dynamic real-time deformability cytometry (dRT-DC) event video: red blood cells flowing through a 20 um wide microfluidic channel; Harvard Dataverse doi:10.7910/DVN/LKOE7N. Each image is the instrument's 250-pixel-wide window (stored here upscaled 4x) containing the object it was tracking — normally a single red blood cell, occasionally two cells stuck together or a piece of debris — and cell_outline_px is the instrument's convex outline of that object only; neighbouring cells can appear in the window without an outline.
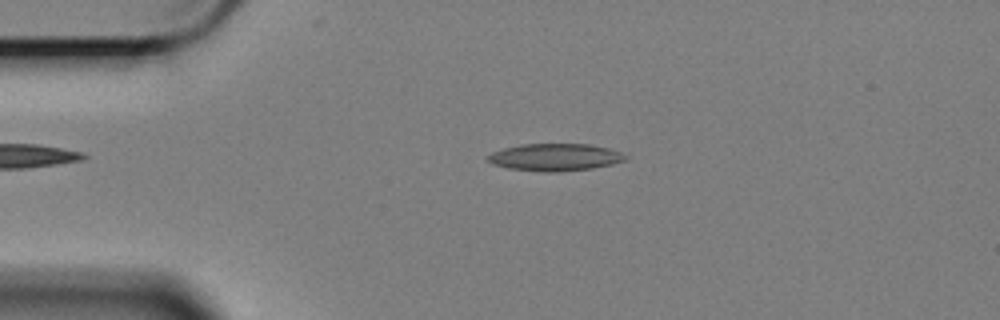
{"species": "Egyptian fruit bat (a non-hibernating species)", "species_latin": "Rousettus aegyptiacus", "temperature_condition": "cold", "stored_images_in_passage": 19, "camera_frame_rate_fps": 3000, "um_per_image_px": 0.085, "animal": {"sex": "female"}, "frame": {"image": 1, "passage_image": 10, "time_ms": 3.0, "image_size_px": [1000, 320], "cell_outline_px": [[628, 160], [612, 164], [592, 168], [560, 172], [544, 172], [508, 168], [492, 164], [484, 156], [492, 152], [504, 148], [520, 144], [588, 144], [608, 148], [620, 152], [628, 156]], "centroid_in_image_um": [47.17, 13.36], "position_along_channel_um": 37.8, "area_um2": 22.02}}
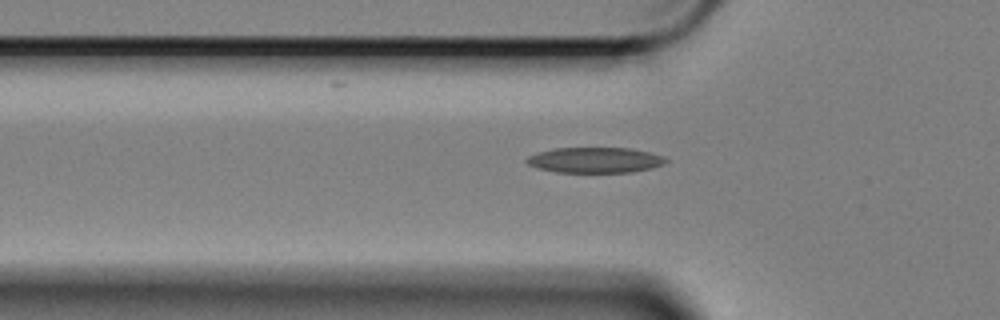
{"frame": {"image": 2, "passage_image": 16, "time_ms": 5.0, "image_size_px": [1000, 320], "cell_outline_px": [[668, 160], [664, 164], [652, 168], [632, 172], [556, 172], [540, 168], [528, 164], [524, 160], [528, 156], [540, 152], [556, 148], [628, 148], [648, 152], [664, 156]], "centroid_in_image_um": [50.6, 13.61], "position_along_channel_um": 75.2, "area_um2": 20.52}}